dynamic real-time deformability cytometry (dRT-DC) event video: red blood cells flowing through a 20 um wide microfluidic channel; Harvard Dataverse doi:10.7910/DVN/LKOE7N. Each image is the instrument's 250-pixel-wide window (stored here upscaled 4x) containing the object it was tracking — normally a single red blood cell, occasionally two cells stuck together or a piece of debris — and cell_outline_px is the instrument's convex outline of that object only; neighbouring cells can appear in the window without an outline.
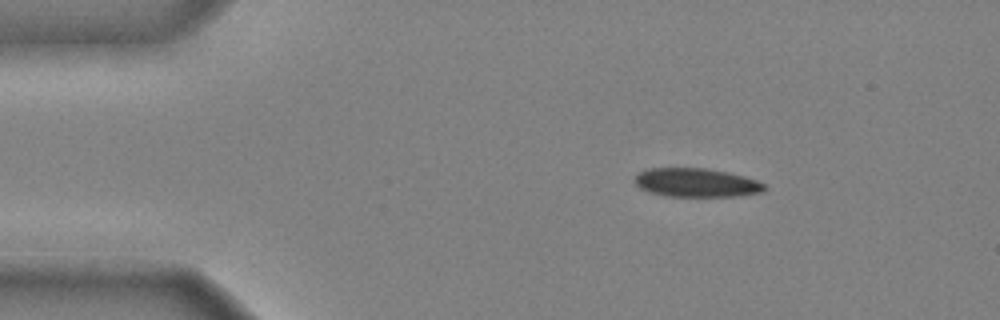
{"species": "common noctule bat (a hibernating species)", "species_latin": "Nyctalus noctula", "temperature_condition": "cold", "stored_images_in_passage": 41, "camera_frame_rate_fps": 3000, "um_per_image_px": 0.085, "animal": {"sex": "male", "body_mass_g": 20.4}, "frame": {"image": 1, "passage_image": 1, "time_ms": 0.0, "image_size_px": [1000, 320], "cell_outline_px": [[768, 188], [764, 192], [736, 196], [664, 196], [648, 192], [640, 188], [632, 180], [640, 172], [648, 168], [704, 168], [728, 172], [744, 176], [756, 180], [764, 184]], "centroid_in_image_um": [59.18, 15.53], "position_along_channel_um": 25.8, "area_um2": 21.85}}
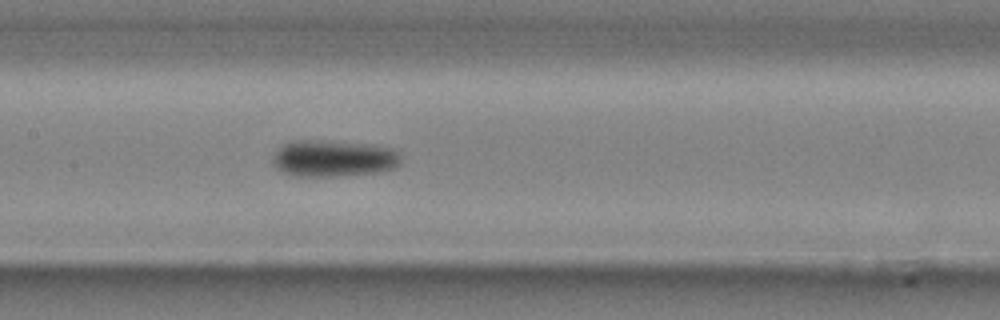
{"frame": {"image": 2, "passage_image": 17, "time_ms": 5.333, "image_size_px": [1000, 320], "cell_outline_px": [[400, 164], [392, 168], [376, 172], [340, 176], [292, 176], [276, 168], [272, 160], [272, 156], [284, 144], [292, 140], [320, 140], [372, 144], [396, 148], [400, 152]], "centroid_in_image_um": [28.37, 13.45], "position_along_channel_um": 179.0, "area_um2": 27.63}}
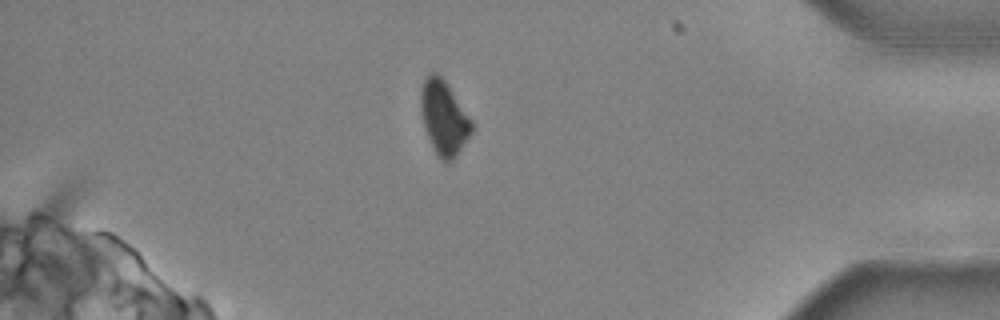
{"frame": {"image": 3, "passage_image": 36, "time_ms": 11.667, "image_size_px": [1000, 320], "cell_outline_px": [[472, 132], [456, 156], [448, 164], [440, 160], [424, 128], [420, 104], [420, 92], [424, 80], [428, 72], [436, 72], [444, 80], [472, 120]], "centroid_in_image_um": [37.72, 10.01], "position_along_channel_um": 397.5, "area_um2": 21.79}, "authors_computed_cell_mechanics": {"area_um2": 24.9696, "velocity_mm_per_s": 3.9711, "shape_relaxation_time_tau1_ms": 2.4003, "shape_relaxation_time_tau2_ms": null, "deformation_change_tau1": 0.104, "deformation_change_tau2": null}}